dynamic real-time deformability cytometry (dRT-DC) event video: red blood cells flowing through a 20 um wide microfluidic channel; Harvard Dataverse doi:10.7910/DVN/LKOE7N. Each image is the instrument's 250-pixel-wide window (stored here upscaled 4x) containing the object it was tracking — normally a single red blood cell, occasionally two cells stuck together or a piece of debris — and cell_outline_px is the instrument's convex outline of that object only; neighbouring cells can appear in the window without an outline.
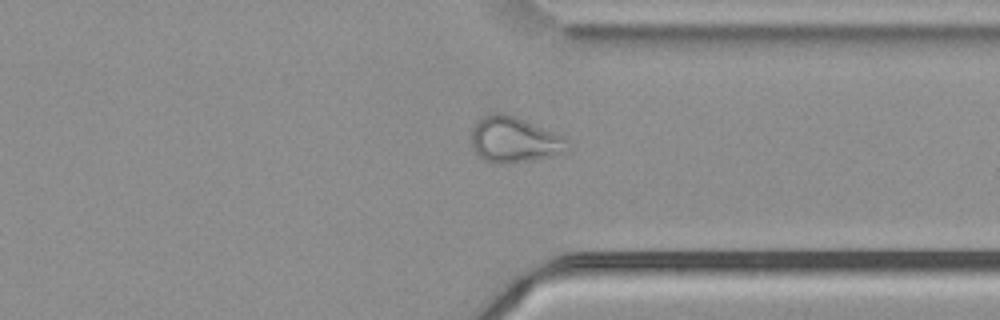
{"species": "common noctule bat (a hibernating species)", "species_latin": "Nyctalus noctula", "temperature_condition": "cold", "stored_images_in_passage": 45, "camera_frame_rate_fps": 3000, "um_per_image_px": 0.085, "animal": {"sex": "male", "body_mass_g": 21.5, "forearm_length_mm": 52.0}, "frame": {"image": 1, "passage_image": 39, "time_ms": 12.667, "image_size_px": [1000, 320], "cell_outline_px": [[572, 144], [568, 152], [532, 160], [492, 164], [484, 160], [472, 148], [472, 128], [488, 112], [504, 112], [516, 116], [564, 136]], "centroid_in_image_um": [43.75, 11.86], "position_along_channel_um": 367.6, "area_um2": 25.89}}